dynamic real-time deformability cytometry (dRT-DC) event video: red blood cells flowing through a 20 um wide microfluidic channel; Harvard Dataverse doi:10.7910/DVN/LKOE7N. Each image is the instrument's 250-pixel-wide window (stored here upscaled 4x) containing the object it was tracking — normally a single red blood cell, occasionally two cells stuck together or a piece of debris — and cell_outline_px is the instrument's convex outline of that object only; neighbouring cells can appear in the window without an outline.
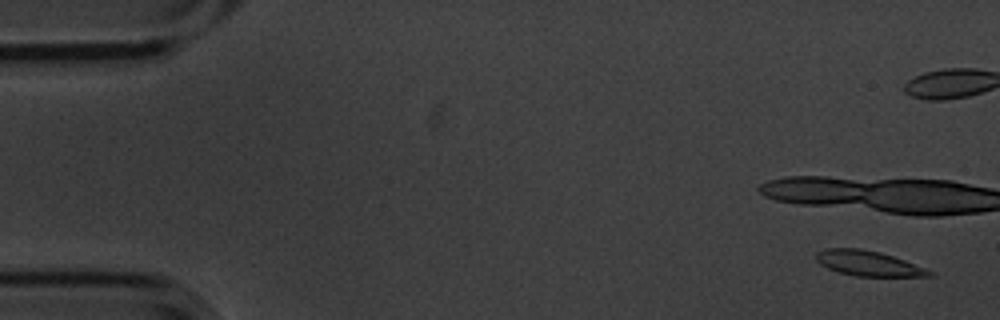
{"species": "common noctule bat (a hibernating species)", "species_latin": "Nyctalus noctula", "temperature_condition": "cold", "stored_images_in_passage": 8, "camera_frame_rate_fps": 3000, "um_per_image_px": 0.085, "animal": {"sex": "male", "body_mass_g": 20.1, "forearm_length_mm": 53.5}, "frame": {"image": 1, "passage_image": 1, "time_ms": 0.0, "image_size_px": [1000, 320], "cell_outline_px": [[936, 276], [856, 276], [840, 272], [828, 268], [820, 264], [816, 260], [816, 252], [828, 248], [860, 248], [880, 252], [904, 260], [936, 272]], "centroid_in_image_um": [73.83, 22.38], "position_along_channel_um": 11.2, "area_um2": 16.53}}